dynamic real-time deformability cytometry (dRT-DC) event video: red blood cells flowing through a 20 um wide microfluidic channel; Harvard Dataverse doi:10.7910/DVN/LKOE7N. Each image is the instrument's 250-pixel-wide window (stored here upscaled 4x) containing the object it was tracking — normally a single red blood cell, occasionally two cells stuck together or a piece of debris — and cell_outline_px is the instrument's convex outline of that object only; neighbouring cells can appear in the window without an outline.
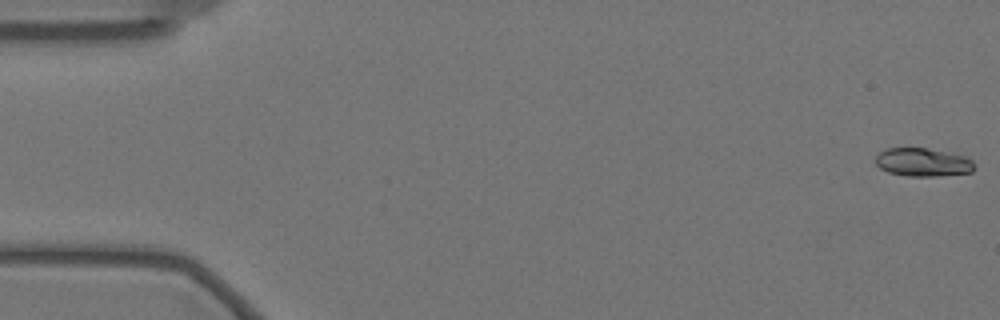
{"species": "Egyptian fruit bat (a non-hibernating species)", "species_latin": "Rousettus aegyptiacus", "temperature_condition": "warm", "stored_images_in_passage": 18, "camera_frame_rate_fps": 3000, "um_per_image_px": 0.085, "animal": {"sex": "female"}, "frame": {"image": 1, "passage_image": 1, "time_ms": 0.0, "image_size_px": [1000, 320], "cell_outline_px": [[976, 168], [972, 172], [936, 176], [908, 176], [888, 172], [880, 168], [876, 164], [876, 156], [884, 148], [924, 148], [964, 156], [972, 160], [976, 164]], "centroid_in_image_um": [78.45, 13.8], "position_along_channel_um": 6.6, "area_um2": 16.24}}
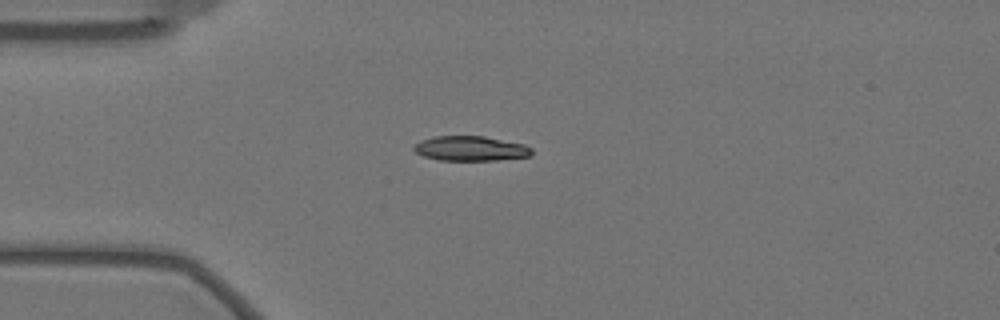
{"frame": {"image": 2, "passage_image": 15, "time_ms": 4.667, "image_size_px": [1000, 320], "cell_outline_px": [[532, 156], [496, 160], [440, 160], [424, 156], [416, 152], [412, 148], [420, 140], [436, 136], [484, 136], [524, 144], [532, 148]], "centroid_in_image_um": [40.02, 12.62], "position_along_channel_um": 45.0, "area_um2": 16.99}}